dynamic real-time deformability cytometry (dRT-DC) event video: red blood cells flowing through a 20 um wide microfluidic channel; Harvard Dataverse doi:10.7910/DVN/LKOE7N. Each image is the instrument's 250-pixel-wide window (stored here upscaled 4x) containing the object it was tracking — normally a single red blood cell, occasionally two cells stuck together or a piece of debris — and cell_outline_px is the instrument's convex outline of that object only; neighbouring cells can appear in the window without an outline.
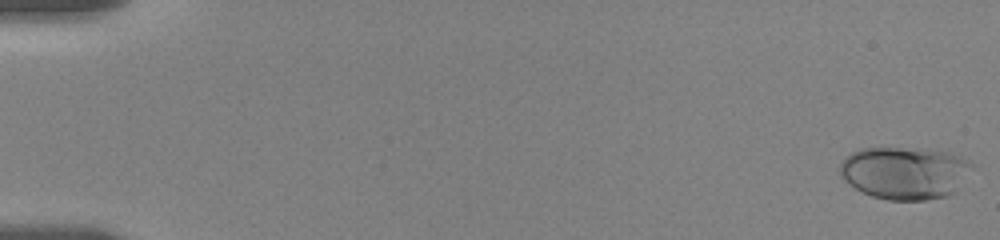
{"species": "human", "species_latin": "Homo sapiens", "temperature_condition": "room temperature", "stored_images_in_passage": 13, "camera_frame_rate_fps": 3000, "um_per_image_px": 0.085, "donor": {"sex": "female"}, "frame": {"image": 1, "passage_image": 1, "time_ms": 0.0, "image_size_px": [1000, 240], "cell_outline_px": [[972, 168], [956, 192], [948, 196], [924, 200], [888, 200], [872, 196], [856, 188], [840, 176], [840, 164], [852, 152], [860, 148], [900, 148], [948, 152], [960, 156], [968, 160], [972, 164]], "centroid_in_image_um": [76.92, 14.7], "position_along_channel_um": 8.1, "area_um2": 40.17}}
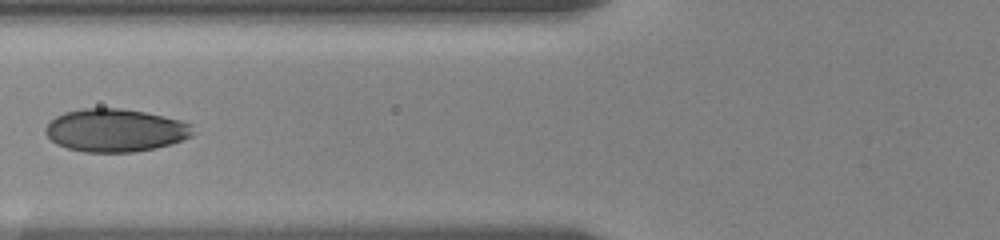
{"frame": {"image": 2, "passage_image": 10, "time_ms": 7.667, "image_size_px": [1000, 240], "cell_outline_px": [[196, 132], [192, 136], [172, 144], [156, 148], [132, 152], [84, 152], [68, 148], [56, 144], [44, 132], [44, 128], [56, 116], [64, 112], [84, 108], [120, 108], [144, 112], [180, 120], [192, 124]], "centroid_in_image_um": [9.83, 11.08], "position_along_channel_um": 116.0, "area_um2": 36.99}}
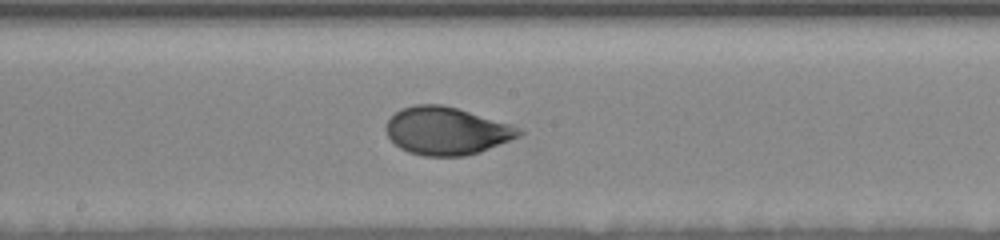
{"frame": {"image": 3, "passage_image": 13, "time_ms": 10.333, "image_size_px": [1000, 240], "cell_outline_px": [[524, 132], [520, 136], [480, 152], [464, 156], [424, 156], [408, 152], [400, 148], [388, 136], [384, 128], [388, 120], [400, 108], [416, 104], [440, 104], [456, 108], [508, 124], [520, 128]], "centroid_in_image_um": [37.92, 11.13], "position_along_channel_um": 210.3, "area_um2": 36.7}}